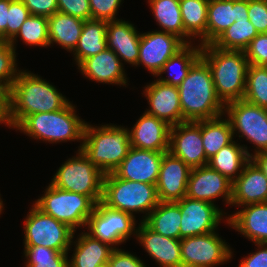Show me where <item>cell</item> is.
Instances as JSON below:
<instances>
[{"label":"cell","mask_w":267,"mask_h":267,"mask_svg":"<svg viewBox=\"0 0 267 267\" xmlns=\"http://www.w3.org/2000/svg\"><path fill=\"white\" fill-rule=\"evenodd\" d=\"M70 101L56 87L30 71L20 70L10 87V118L15 128L26 116L59 111Z\"/></svg>","instance_id":"1"},{"label":"cell","mask_w":267,"mask_h":267,"mask_svg":"<svg viewBox=\"0 0 267 267\" xmlns=\"http://www.w3.org/2000/svg\"><path fill=\"white\" fill-rule=\"evenodd\" d=\"M185 121L214 119L224 115L225 105L218 98L207 63L200 58L178 86Z\"/></svg>","instance_id":"2"},{"label":"cell","mask_w":267,"mask_h":267,"mask_svg":"<svg viewBox=\"0 0 267 267\" xmlns=\"http://www.w3.org/2000/svg\"><path fill=\"white\" fill-rule=\"evenodd\" d=\"M201 58L211 70L216 94L224 105L243 99L249 65L244 51L207 44L201 48Z\"/></svg>","instance_id":"3"},{"label":"cell","mask_w":267,"mask_h":267,"mask_svg":"<svg viewBox=\"0 0 267 267\" xmlns=\"http://www.w3.org/2000/svg\"><path fill=\"white\" fill-rule=\"evenodd\" d=\"M130 147L128 128L112 124L93 127L86 122L81 150L104 174L114 172Z\"/></svg>","instance_id":"4"},{"label":"cell","mask_w":267,"mask_h":267,"mask_svg":"<svg viewBox=\"0 0 267 267\" xmlns=\"http://www.w3.org/2000/svg\"><path fill=\"white\" fill-rule=\"evenodd\" d=\"M75 108V105L69 102L59 111L28 115L14 129L51 144L80 140L78 150H81L86 122L76 115Z\"/></svg>","instance_id":"5"},{"label":"cell","mask_w":267,"mask_h":267,"mask_svg":"<svg viewBox=\"0 0 267 267\" xmlns=\"http://www.w3.org/2000/svg\"><path fill=\"white\" fill-rule=\"evenodd\" d=\"M101 202L132 216L134 213H145L141 220L144 221L160 201L156 185L121 179L112 172L104 176Z\"/></svg>","instance_id":"6"},{"label":"cell","mask_w":267,"mask_h":267,"mask_svg":"<svg viewBox=\"0 0 267 267\" xmlns=\"http://www.w3.org/2000/svg\"><path fill=\"white\" fill-rule=\"evenodd\" d=\"M33 204L43 213L67 224L75 232L76 228H86L88 218L96 206L89 196L62 190L51 183L44 195Z\"/></svg>","instance_id":"7"},{"label":"cell","mask_w":267,"mask_h":267,"mask_svg":"<svg viewBox=\"0 0 267 267\" xmlns=\"http://www.w3.org/2000/svg\"><path fill=\"white\" fill-rule=\"evenodd\" d=\"M105 174L78 150L62 164L51 184L62 190L89 196L96 204L102 200Z\"/></svg>","instance_id":"8"},{"label":"cell","mask_w":267,"mask_h":267,"mask_svg":"<svg viewBox=\"0 0 267 267\" xmlns=\"http://www.w3.org/2000/svg\"><path fill=\"white\" fill-rule=\"evenodd\" d=\"M24 220V246H43L68 253L76 233L67 224L43 213L34 204Z\"/></svg>","instance_id":"9"},{"label":"cell","mask_w":267,"mask_h":267,"mask_svg":"<svg viewBox=\"0 0 267 267\" xmlns=\"http://www.w3.org/2000/svg\"><path fill=\"white\" fill-rule=\"evenodd\" d=\"M225 114L233 136L237 132L239 138L246 137V140L257 146L254 154L267 151V109L240 99L227 103L224 108Z\"/></svg>","instance_id":"10"},{"label":"cell","mask_w":267,"mask_h":267,"mask_svg":"<svg viewBox=\"0 0 267 267\" xmlns=\"http://www.w3.org/2000/svg\"><path fill=\"white\" fill-rule=\"evenodd\" d=\"M86 226L89 230L87 233L93 238L108 243L114 248L121 243H126L132 234L137 233L135 216L109 208L101 201L96 204Z\"/></svg>","instance_id":"11"},{"label":"cell","mask_w":267,"mask_h":267,"mask_svg":"<svg viewBox=\"0 0 267 267\" xmlns=\"http://www.w3.org/2000/svg\"><path fill=\"white\" fill-rule=\"evenodd\" d=\"M182 267H214L232 258L230 246L215 231L180 239Z\"/></svg>","instance_id":"12"},{"label":"cell","mask_w":267,"mask_h":267,"mask_svg":"<svg viewBox=\"0 0 267 267\" xmlns=\"http://www.w3.org/2000/svg\"><path fill=\"white\" fill-rule=\"evenodd\" d=\"M186 43L177 35L161 30L141 33L137 65H144L157 76L164 64L180 51Z\"/></svg>","instance_id":"13"},{"label":"cell","mask_w":267,"mask_h":267,"mask_svg":"<svg viewBox=\"0 0 267 267\" xmlns=\"http://www.w3.org/2000/svg\"><path fill=\"white\" fill-rule=\"evenodd\" d=\"M175 203L182 214L180 239L214 232L224 219L222 209L206 201L185 196Z\"/></svg>","instance_id":"14"},{"label":"cell","mask_w":267,"mask_h":267,"mask_svg":"<svg viewBox=\"0 0 267 267\" xmlns=\"http://www.w3.org/2000/svg\"><path fill=\"white\" fill-rule=\"evenodd\" d=\"M169 152L191 169L208 165L201 135V120L186 121L170 128Z\"/></svg>","instance_id":"15"},{"label":"cell","mask_w":267,"mask_h":267,"mask_svg":"<svg viewBox=\"0 0 267 267\" xmlns=\"http://www.w3.org/2000/svg\"><path fill=\"white\" fill-rule=\"evenodd\" d=\"M186 196L214 204L215 199L223 197L230 206L232 201V181L209 165L192 168L190 171Z\"/></svg>","instance_id":"16"},{"label":"cell","mask_w":267,"mask_h":267,"mask_svg":"<svg viewBox=\"0 0 267 267\" xmlns=\"http://www.w3.org/2000/svg\"><path fill=\"white\" fill-rule=\"evenodd\" d=\"M191 168L170 152L163 154L156 183L160 202H176L186 196Z\"/></svg>","instance_id":"17"},{"label":"cell","mask_w":267,"mask_h":267,"mask_svg":"<svg viewBox=\"0 0 267 267\" xmlns=\"http://www.w3.org/2000/svg\"><path fill=\"white\" fill-rule=\"evenodd\" d=\"M164 153L166 152H156L130 147L127 156L113 173L118 178L128 181H138L156 185Z\"/></svg>","instance_id":"18"},{"label":"cell","mask_w":267,"mask_h":267,"mask_svg":"<svg viewBox=\"0 0 267 267\" xmlns=\"http://www.w3.org/2000/svg\"><path fill=\"white\" fill-rule=\"evenodd\" d=\"M144 96L148 100L147 114L156 116L171 127L186 122L182 116L179 90L177 86L164 84L159 80L144 87Z\"/></svg>","instance_id":"19"},{"label":"cell","mask_w":267,"mask_h":267,"mask_svg":"<svg viewBox=\"0 0 267 267\" xmlns=\"http://www.w3.org/2000/svg\"><path fill=\"white\" fill-rule=\"evenodd\" d=\"M171 126L156 116L143 113L129 130L131 147L156 152H169Z\"/></svg>","instance_id":"20"},{"label":"cell","mask_w":267,"mask_h":267,"mask_svg":"<svg viewBox=\"0 0 267 267\" xmlns=\"http://www.w3.org/2000/svg\"><path fill=\"white\" fill-rule=\"evenodd\" d=\"M136 239L160 267H182L180 240L160 235L143 221L137 227Z\"/></svg>","instance_id":"21"},{"label":"cell","mask_w":267,"mask_h":267,"mask_svg":"<svg viewBox=\"0 0 267 267\" xmlns=\"http://www.w3.org/2000/svg\"><path fill=\"white\" fill-rule=\"evenodd\" d=\"M267 203V177L250 160L241 174L232 182V201L230 206Z\"/></svg>","instance_id":"22"},{"label":"cell","mask_w":267,"mask_h":267,"mask_svg":"<svg viewBox=\"0 0 267 267\" xmlns=\"http://www.w3.org/2000/svg\"><path fill=\"white\" fill-rule=\"evenodd\" d=\"M123 63L119 57L106 48L104 51L85 59L78 69L89 80L116 85H127Z\"/></svg>","instance_id":"23"},{"label":"cell","mask_w":267,"mask_h":267,"mask_svg":"<svg viewBox=\"0 0 267 267\" xmlns=\"http://www.w3.org/2000/svg\"><path fill=\"white\" fill-rule=\"evenodd\" d=\"M248 19V0H209L207 44H212L236 20Z\"/></svg>","instance_id":"24"},{"label":"cell","mask_w":267,"mask_h":267,"mask_svg":"<svg viewBox=\"0 0 267 267\" xmlns=\"http://www.w3.org/2000/svg\"><path fill=\"white\" fill-rule=\"evenodd\" d=\"M141 33L134 24L125 20L109 21L106 27L107 48L111 49L124 63L136 66L139 57Z\"/></svg>","instance_id":"25"},{"label":"cell","mask_w":267,"mask_h":267,"mask_svg":"<svg viewBox=\"0 0 267 267\" xmlns=\"http://www.w3.org/2000/svg\"><path fill=\"white\" fill-rule=\"evenodd\" d=\"M226 217V222L254 244L267 243V203L248 204Z\"/></svg>","instance_id":"26"},{"label":"cell","mask_w":267,"mask_h":267,"mask_svg":"<svg viewBox=\"0 0 267 267\" xmlns=\"http://www.w3.org/2000/svg\"><path fill=\"white\" fill-rule=\"evenodd\" d=\"M78 236L74 242L72 239L75 248L71 259H68L69 267H97L109 261L114 247L93 238L85 231Z\"/></svg>","instance_id":"27"},{"label":"cell","mask_w":267,"mask_h":267,"mask_svg":"<svg viewBox=\"0 0 267 267\" xmlns=\"http://www.w3.org/2000/svg\"><path fill=\"white\" fill-rule=\"evenodd\" d=\"M84 20L56 12L48 17L49 46L53 43L72 53L81 36Z\"/></svg>","instance_id":"28"},{"label":"cell","mask_w":267,"mask_h":267,"mask_svg":"<svg viewBox=\"0 0 267 267\" xmlns=\"http://www.w3.org/2000/svg\"><path fill=\"white\" fill-rule=\"evenodd\" d=\"M250 160L251 154L249 153L247 146H241L234 140L227 146L222 147L212 158H210L208 165L233 182L241 174L244 166Z\"/></svg>","instance_id":"29"},{"label":"cell","mask_w":267,"mask_h":267,"mask_svg":"<svg viewBox=\"0 0 267 267\" xmlns=\"http://www.w3.org/2000/svg\"><path fill=\"white\" fill-rule=\"evenodd\" d=\"M103 20H86L76 48L73 50L74 60L79 66L85 59L94 56L107 48L106 27Z\"/></svg>","instance_id":"30"},{"label":"cell","mask_w":267,"mask_h":267,"mask_svg":"<svg viewBox=\"0 0 267 267\" xmlns=\"http://www.w3.org/2000/svg\"><path fill=\"white\" fill-rule=\"evenodd\" d=\"M181 219L180 207L175 202H159L143 222L164 237L180 240Z\"/></svg>","instance_id":"31"},{"label":"cell","mask_w":267,"mask_h":267,"mask_svg":"<svg viewBox=\"0 0 267 267\" xmlns=\"http://www.w3.org/2000/svg\"><path fill=\"white\" fill-rule=\"evenodd\" d=\"M147 2L162 31L175 34L186 44H192V38L184 31L180 0H148Z\"/></svg>","instance_id":"32"},{"label":"cell","mask_w":267,"mask_h":267,"mask_svg":"<svg viewBox=\"0 0 267 267\" xmlns=\"http://www.w3.org/2000/svg\"><path fill=\"white\" fill-rule=\"evenodd\" d=\"M209 0H180L184 31L200 45H207V17Z\"/></svg>","instance_id":"33"},{"label":"cell","mask_w":267,"mask_h":267,"mask_svg":"<svg viewBox=\"0 0 267 267\" xmlns=\"http://www.w3.org/2000/svg\"><path fill=\"white\" fill-rule=\"evenodd\" d=\"M223 116L201 120V135L206 158H212L222 147L233 141V131L228 119Z\"/></svg>","instance_id":"34"},{"label":"cell","mask_w":267,"mask_h":267,"mask_svg":"<svg viewBox=\"0 0 267 267\" xmlns=\"http://www.w3.org/2000/svg\"><path fill=\"white\" fill-rule=\"evenodd\" d=\"M194 44H186L180 51H178L174 56H172L162 67L158 76H162V74L168 72V77H160V82L172 86H179L181 82L187 77V74L190 68L201 58V48L202 46L198 44V46H193ZM179 65L178 72H174L171 74V69L174 68L175 65ZM171 70V71H170ZM173 72V71H172ZM172 76H171V75Z\"/></svg>","instance_id":"35"},{"label":"cell","mask_w":267,"mask_h":267,"mask_svg":"<svg viewBox=\"0 0 267 267\" xmlns=\"http://www.w3.org/2000/svg\"><path fill=\"white\" fill-rule=\"evenodd\" d=\"M257 35L258 33L249 19H240L226 29L212 45L226 50L244 51Z\"/></svg>","instance_id":"36"},{"label":"cell","mask_w":267,"mask_h":267,"mask_svg":"<svg viewBox=\"0 0 267 267\" xmlns=\"http://www.w3.org/2000/svg\"><path fill=\"white\" fill-rule=\"evenodd\" d=\"M17 37H20L26 45L47 48L49 46L48 18L30 15L20 27L17 35L9 42L14 49Z\"/></svg>","instance_id":"37"},{"label":"cell","mask_w":267,"mask_h":267,"mask_svg":"<svg viewBox=\"0 0 267 267\" xmlns=\"http://www.w3.org/2000/svg\"><path fill=\"white\" fill-rule=\"evenodd\" d=\"M243 99L267 109V69L249 64L246 72V88Z\"/></svg>","instance_id":"38"},{"label":"cell","mask_w":267,"mask_h":267,"mask_svg":"<svg viewBox=\"0 0 267 267\" xmlns=\"http://www.w3.org/2000/svg\"><path fill=\"white\" fill-rule=\"evenodd\" d=\"M25 267H69L68 253L43 246H24Z\"/></svg>","instance_id":"39"},{"label":"cell","mask_w":267,"mask_h":267,"mask_svg":"<svg viewBox=\"0 0 267 267\" xmlns=\"http://www.w3.org/2000/svg\"><path fill=\"white\" fill-rule=\"evenodd\" d=\"M16 49L9 42L0 43V83L11 87L19 69L17 68Z\"/></svg>","instance_id":"40"},{"label":"cell","mask_w":267,"mask_h":267,"mask_svg":"<svg viewBox=\"0 0 267 267\" xmlns=\"http://www.w3.org/2000/svg\"><path fill=\"white\" fill-rule=\"evenodd\" d=\"M30 16L29 10L21 0H10L7 22V41L10 42Z\"/></svg>","instance_id":"41"},{"label":"cell","mask_w":267,"mask_h":267,"mask_svg":"<svg viewBox=\"0 0 267 267\" xmlns=\"http://www.w3.org/2000/svg\"><path fill=\"white\" fill-rule=\"evenodd\" d=\"M123 0H89L91 19L115 21L120 4Z\"/></svg>","instance_id":"42"},{"label":"cell","mask_w":267,"mask_h":267,"mask_svg":"<svg viewBox=\"0 0 267 267\" xmlns=\"http://www.w3.org/2000/svg\"><path fill=\"white\" fill-rule=\"evenodd\" d=\"M244 53L248 64L263 66L267 61V33H258Z\"/></svg>","instance_id":"43"},{"label":"cell","mask_w":267,"mask_h":267,"mask_svg":"<svg viewBox=\"0 0 267 267\" xmlns=\"http://www.w3.org/2000/svg\"><path fill=\"white\" fill-rule=\"evenodd\" d=\"M248 19L257 33H267V0H248Z\"/></svg>","instance_id":"44"},{"label":"cell","mask_w":267,"mask_h":267,"mask_svg":"<svg viewBox=\"0 0 267 267\" xmlns=\"http://www.w3.org/2000/svg\"><path fill=\"white\" fill-rule=\"evenodd\" d=\"M58 12L80 18L91 19L89 0H57Z\"/></svg>","instance_id":"45"},{"label":"cell","mask_w":267,"mask_h":267,"mask_svg":"<svg viewBox=\"0 0 267 267\" xmlns=\"http://www.w3.org/2000/svg\"><path fill=\"white\" fill-rule=\"evenodd\" d=\"M30 15L51 17L58 12L57 0H21Z\"/></svg>","instance_id":"46"},{"label":"cell","mask_w":267,"mask_h":267,"mask_svg":"<svg viewBox=\"0 0 267 267\" xmlns=\"http://www.w3.org/2000/svg\"><path fill=\"white\" fill-rule=\"evenodd\" d=\"M110 267H146L144 262L130 252L115 248L109 259Z\"/></svg>","instance_id":"47"},{"label":"cell","mask_w":267,"mask_h":267,"mask_svg":"<svg viewBox=\"0 0 267 267\" xmlns=\"http://www.w3.org/2000/svg\"><path fill=\"white\" fill-rule=\"evenodd\" d=\"M257 251L240 260L238 267H267V243H256Z\"/></svg>","instance_id":"48"},{"label":"cell","mask_w":267,"mask_h":267,"mask_svg":"<svg viewBox=\"0 0 267 267\" xmlns=\"http://www.w3.org/2000/svg\"><path fill=\"white\" fill-rule=\"evenodd\" d=\"M13 129L10 118V88L0 83V124Z\"/></svg>","instance_id":"49"},{"label":"cell","mask_w":267,"mask_h":267,"mask_svg":"<svg viewBox=\"0 0 267 267\" xmlns=\"http://www.w3.org/2000/svg\"><path fill=\"white\" fill-rule=\"evenodd\" d=\"M10 0H0V30L7 40V22Z\"/></svg>","instance_id":"50"},{"label":"cell","mask_w":267,"mask_h":267,"mask_svg":"<svg viewBox=\"0 0 267 267\" xmlns=\"http://www.w3.org/2000/svg\"><path fill=\"white\" fill-rule=\"evenodd\" d=\"M251 160L260 168L267 177V151L251 154Z\"/></svg>","instance_id":"51"},{"label":"cell","mask_w":267,"mask_h":267,"mask_svg":"<svg viewBox=\"0 0 267 267\" xmlns=\"http://www.w3.org/2000/svg\"><path fill=\"white\" fill-rule=\"evenodd\" d=\"M3 42H8V41L5 39L3 32L0 30V43Z\"/></svg>","instance_id":"52"},{"label":"cell","mask_w":267,"mask_h":267,"mask_svg":"<svg viewBox=\"0 0 267 267\" xmlns=\"http://www.w3.org/2000/svg\"><path fill=\"white\" fill-rule=\"evenodd\" d=\"M97 267H110V264L109 262H105V263L99 264Z\"/></svg>","instance_id":"53"},{"label":"cell","mask_w":267,"mask_h":267,"mask_svg":"<svg viewBox=\"0 0 267 267\" xmlns=\"http://www.w3.org/2000/svg\"><path fill=\"white\" fill-rule=\"evenodd\" d=\"M4 204H3V201L2 199L0 198V214L2 213L3 209H4Z\"/></svg>","instance_id":"54"},{"label":"cell","mask_w":267,"mask_h":267,"mask_svg":"<svg viewBox=\"0 0 267 267\" xmlns=\"http://www.w3.org/2000/svg\"><path fill=\"white\" fill-rule=\"evenodd\" d=\"M263 67L267 69V61L265 62V64L263 65Z\"/></svg>","instance_id":"55"}]
</instances>
